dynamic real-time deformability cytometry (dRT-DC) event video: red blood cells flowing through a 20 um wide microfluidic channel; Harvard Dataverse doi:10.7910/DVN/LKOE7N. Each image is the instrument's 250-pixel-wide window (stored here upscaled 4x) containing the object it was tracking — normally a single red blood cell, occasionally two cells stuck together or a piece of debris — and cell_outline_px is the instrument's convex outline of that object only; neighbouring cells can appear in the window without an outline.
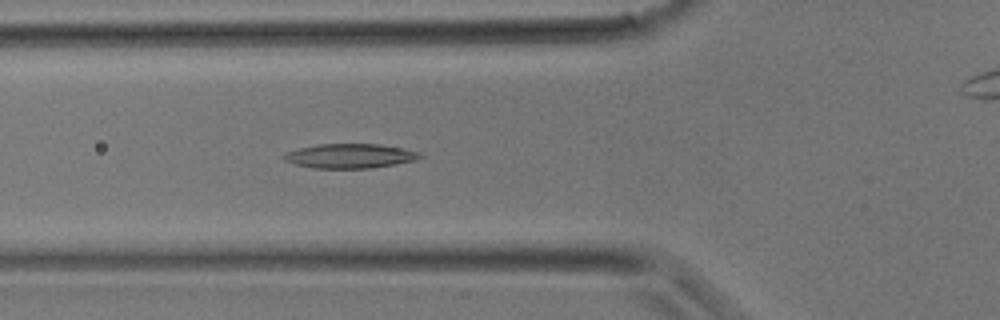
{"species": "common noctule bat (a hibernating species)", "species_latin": "Nyctalus noctula", "temperature_condition": "room temperature", "stored_images_in_passage": 28, "camera_frame_rate_fps": 3000, "um_per_image_px": 0.085, "animal": {"sex": "male", "body_mass_g": 17.9}, "frame": {"image": 1, "passage_image": 6, "time_ms": 1.667, "image_size_px": [1000, 320], "cell_outline_px": [[424, 156], [416, 160], [396, 164], [372, 168], [316, 168], [296, 164], [284, 160], [280, 156], [288, 152], [300, 148], [320, 144], [380, 144], [404, 148], [416, 152]], "centroid_in_image_um": [29.77, 13.26], "position_along_channel_um": 96.0, "area_um2": 19.25}}
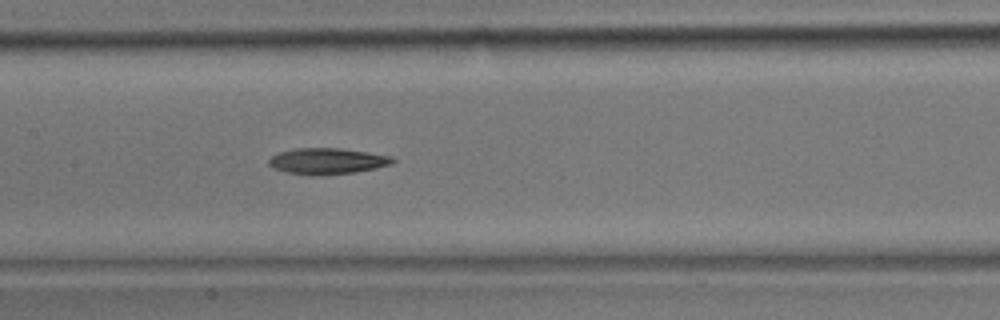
{"frame": {"image": 2, "passage_image": 10, "time_ms": 3.0, "image_size_px": [1000, 320], "cell_outline_px": [[396, 160], [392, 164], [376, 168], [356, 172], [312, 176], [288, 172], [276, 168], [268, 164], [268, 160], [276, 152], [296, 148], [340, 148], [368, 152], [392, 156]], "centroid_in_image_um": [27.83, 13.69], "position_along_channel_um": 179.6, "area_um2": 18.9}}
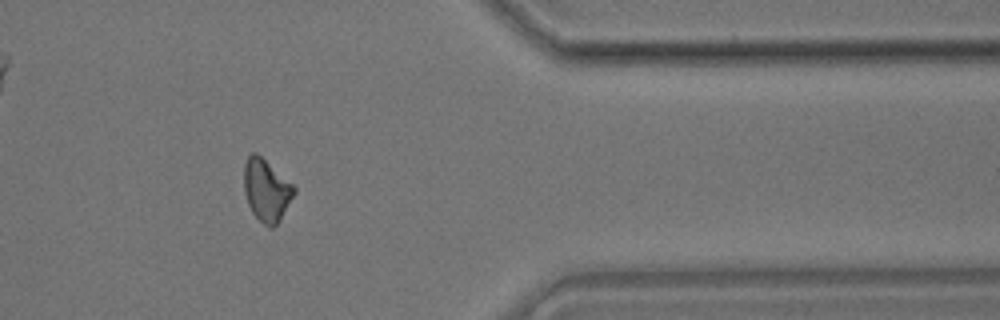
{"frame": {"image": 3, "passage_image": 21, "time_ms": 6.667, "image_size_px": [1000, 320], "cell_outline_px": [[296, 192], [280, 220], [272, 228], [268, 228], [252, 212], [248, 204], [244, 192], [244, 164], [248, 156], [252, 152], [256, 152], [292, 184], [296, 188]], "centroid_in_image_um": [22.64, 16.17], "position_along_channel_um": 388.8, "area_um2": 17.98}}